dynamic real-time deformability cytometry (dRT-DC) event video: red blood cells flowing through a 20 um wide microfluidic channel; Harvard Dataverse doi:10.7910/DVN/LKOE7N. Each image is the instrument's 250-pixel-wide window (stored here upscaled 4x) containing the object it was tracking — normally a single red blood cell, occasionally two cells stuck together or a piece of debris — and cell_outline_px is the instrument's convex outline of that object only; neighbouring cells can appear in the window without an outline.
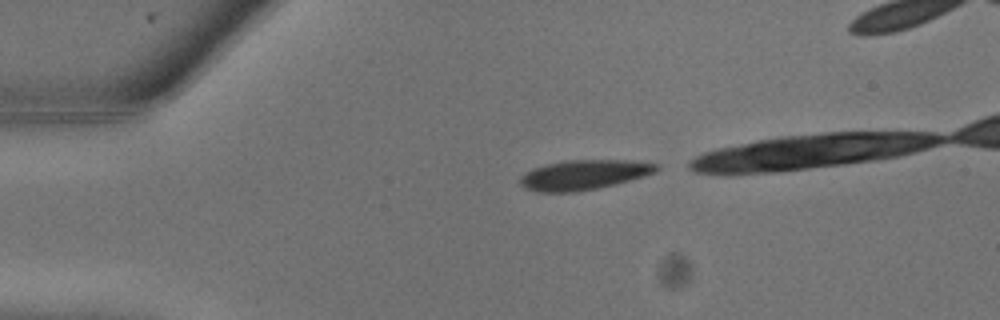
{"species": "common noctule bat (a hibernating species)", "species_latin": "Nyctalus noctula", "temperature_condition": "warm", "stored_images_in_passage": 7, "camera_frame_rate_fps": 3000, "um_per_image_px": 0.085, "animal": {"sex": "male", "body_mass_g": 13.3}, "frame": {"image": 1, "passage_image": 1, "time_ms": 0.0, "image_size_px": [1000, 320], "cell_outline_px": [[660, 168], [656, 172], [644, 176], [596, 188], [576, 192], [536, 192], [524, 188], [520, 184], [520, 176], [524, 172], [532, 168], [564, 160], [632, 160], [660, 164]], "centroid_in_image_um": [49.6, 14.85], "position_along_channel_um": 35.4, "area_um2": 23.76}}